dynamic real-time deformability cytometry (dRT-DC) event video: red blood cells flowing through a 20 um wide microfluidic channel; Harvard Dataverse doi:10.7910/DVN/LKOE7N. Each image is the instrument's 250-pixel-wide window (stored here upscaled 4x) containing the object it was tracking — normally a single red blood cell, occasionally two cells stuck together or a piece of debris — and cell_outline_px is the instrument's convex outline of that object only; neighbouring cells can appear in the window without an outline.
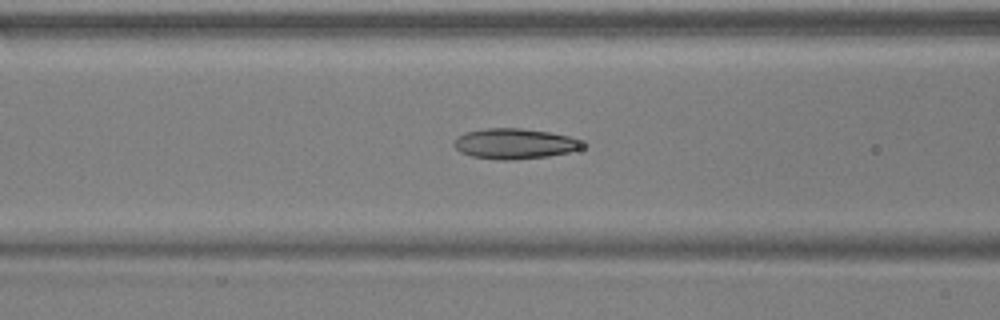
{"species": "common noctule bat (a hibernating species)", "species_latin": "Nyctalus noctula", "temperature_condition": "warm", "stored_images_in_passage": 36, "camera_frame_rate_fps": 3000, "um_per_image_px": 0.085, "animal": {"sex": "male", "body_mass_g": 17.9, "forearm_length_mm": 54.2}, "frame": {"image": 1, "passage_image": 12, "time_ms": 3.667, "image_size_px": [1000, 320], "cell_outline_px": [[588, 144], [580, 148], [568, 152], [548, 156], [512, 160], [496, 160], [472, 156], [460, 152], [452, 144], [464, 132], [484, 128], [520, 128], [548, 132], [568, 136]], "centroid_in_image_um": [43.72, 12.21], "position_along_channel_um": 122.9, "area_um2": 22.66}}
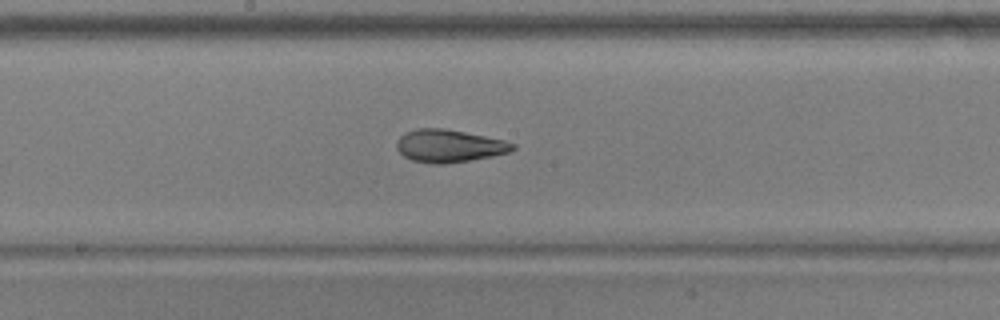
{"frame": {"image": 2, "passage_image": 19, "time_ms": 6.0, "image_size_px": [1000, 320], "cell_outline_px": [[516, 148], [508, 152], [492, 156], [444, 164], [432, 164], [412, 160], [404, 156], [396, 148], [396, 140], [404, 132], [416, 128], [444, 128], [504, 140], [516, 144]], "centroid_in_image_um": [38.14, 12.39], "position_along_channel_um": 210.1, "area_um2": 22.08}}
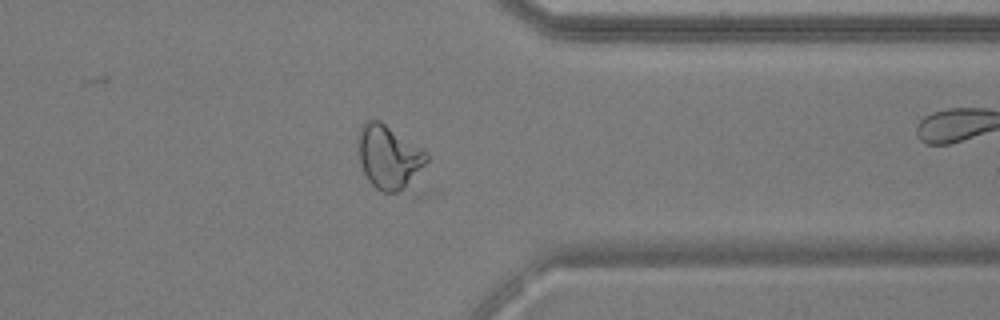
{"frame": {"image": 3, "passage_image": 33, "time_ms": 10.667, "image_size_px": [1000, 320], "cell_outline_px": [[428, 160], [424, 196], [416, 200], [412, 200], [384, 192], [376, 188], [368, 180], [360, 164], [356, 140], [360, 128], [364, 120], [380, 120], [424, 148], [428, 152]], "centroid_in_image_um": [33.33, 13.63], "position_along_channel_um": 378.1, "area_um2": 29.71}, "authors_computed_cell_mechanics": {"area_um2": 22.3108, "velocity_mm_per_s": 3.7263, "shape_relaxation_time_tau1_ms": 6.1677, "shape_relaxation_time_tau2_ms": 2.4285, "deformation_change_tau1": 0.1949, "deformation_change_tau2": 0.0872}}